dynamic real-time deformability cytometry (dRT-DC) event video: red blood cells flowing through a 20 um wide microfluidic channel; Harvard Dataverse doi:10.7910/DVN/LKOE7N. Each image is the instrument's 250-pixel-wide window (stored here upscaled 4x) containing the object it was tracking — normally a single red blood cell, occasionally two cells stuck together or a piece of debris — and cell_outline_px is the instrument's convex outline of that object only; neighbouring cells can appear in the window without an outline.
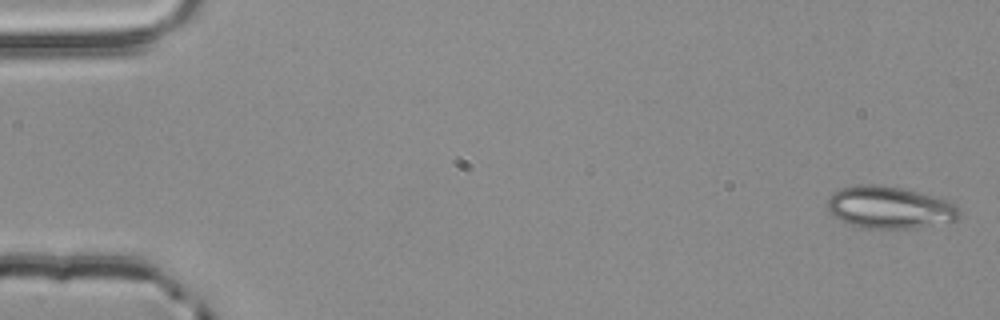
{"species": "common noctule bat (a hibernating species)", "species_latin": "Nyctalus noctula", "temperature_condition": "room temperature", "stored_images_in_passage": 4, "camera_frame_rate_fps": 3000, "um_per_image_px": 0.085, "animal": {"sex": "male", "body_mass_g": 20.4}, "frame": {"image": 1, "passage_image": 1, "time_ms": 0.0, "image_size_px": [1000, 320], "cell_outline_px": [[960, 216], [956, 220], [912, 228], [864, 228], [848, 224], [840, 220], [828, 208], [828, 196], [832, 192], [840, 188], [856, 184], [876, 184], [904, 188], [948, 200], [956, 204], [960, 208]], "centroid_in_image_um": [75.61, 17.61], "position_along_channel_um": 9.4, "area_um2": 32.48}}